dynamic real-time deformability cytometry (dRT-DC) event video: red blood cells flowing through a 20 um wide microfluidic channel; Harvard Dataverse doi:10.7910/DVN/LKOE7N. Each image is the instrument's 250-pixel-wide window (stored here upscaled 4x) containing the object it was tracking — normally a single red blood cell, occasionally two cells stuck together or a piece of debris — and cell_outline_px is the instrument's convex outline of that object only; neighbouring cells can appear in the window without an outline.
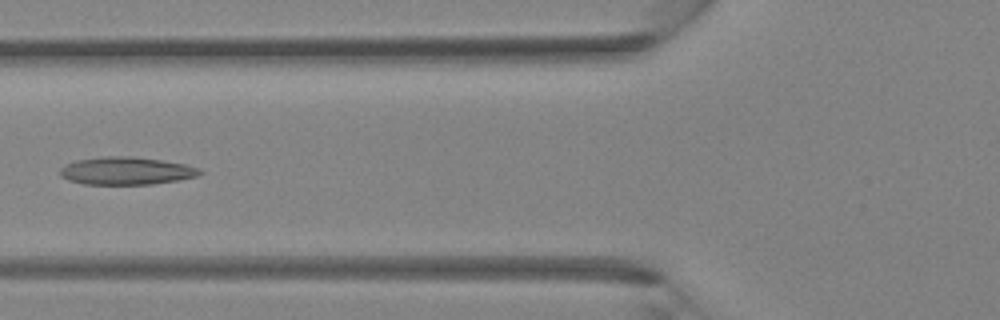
{"species": "Egyptian fruit bat (a non-hibernating species)", "species_latin": "Rousettus aegyptiacus", "temperature_condition": "room temperature", "stored_images_in_passage": 30, "camera_frame_rate_fps": 3000, "um_per_image_px": 0.085, "animal": {"sex": "female"}, "frame": {"image": 1, "passage_image": 7, "time_ms": 2.0, "image_size_px": [1000, 320], "cell_outline_px": [[204, 172], [196, 176], [176, 180], [152, 184], [84, 184], [68, 180], [60, 176], [60, 168], [64, 164], [76, 160], [104, 156], [132, 156], [160, 160], [184, 164], [200, 168]], "centroid_in_image_um": [10.69, 14.52], "position_along_channel_um": 115.1, "area_um2": 22.54}}
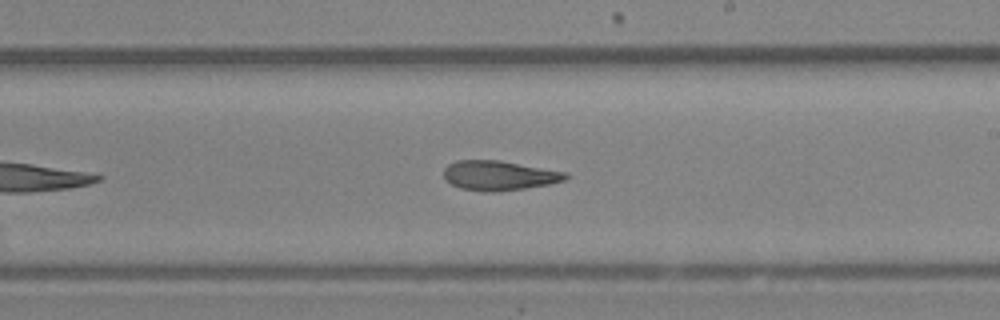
{"frame": {"image": 2, "passage_image": 15, "time_ms": 4.667, "image_size_px": [1000, 320], "cell_outline_px": [[568, 176], [564, 180], [548, 184], [524, 188], [496, 192], [484, 192], [460, 188], [444, 180], [444, 168], [448, 164], [456, 160], [500, 160], [568, 172]], "centroid_in_image_um": [42.39, 14.91], "position_along_channel_um": 246.6, "area_um2": 21.15}}
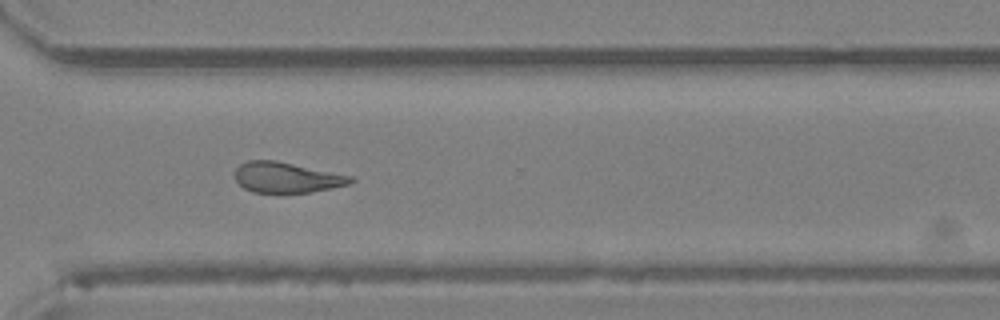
{"frame": {"image": 3, "passage_image": 21, "time_ms": 6.667, "image_size_px": [1000, 320], "cell_outline_px": [[356, 180], [348, 184], [308, 192], [252, 192], [244, 188], [236, 180], [236, 168], [240, 164], [248, 160], [276, 160], [352, 176]], "centroid_in_image_um": [24.34, 15.07], "position_along_channel_um": 346.3, "area_um2": 20.23}}